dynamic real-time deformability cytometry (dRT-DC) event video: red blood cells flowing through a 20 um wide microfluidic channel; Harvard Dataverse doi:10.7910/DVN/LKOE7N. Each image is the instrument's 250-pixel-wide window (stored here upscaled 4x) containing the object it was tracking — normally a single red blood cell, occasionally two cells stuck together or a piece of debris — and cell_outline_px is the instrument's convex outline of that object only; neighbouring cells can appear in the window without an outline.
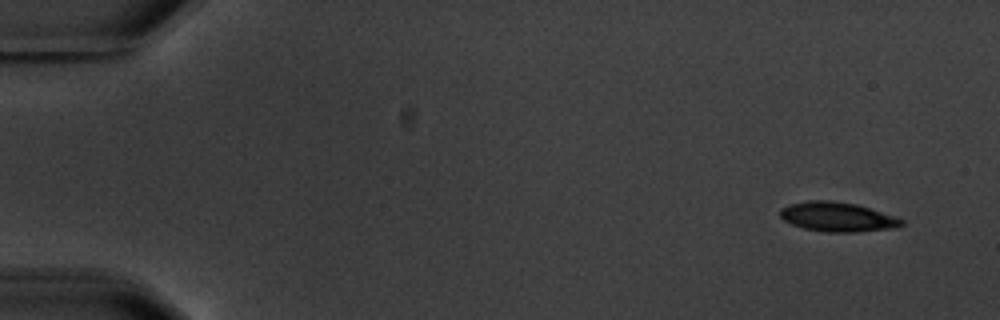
{"species": "common noctule bat (a hibernating species)", "species_latin": "Nyctalus noctula", "temperature_condition": "warm", "stored_images_in_passage": 4, "camera_frame_rate_fps": 3000, "um_per_image_px": 0.085, "animal": {"sex": "male", "body_mass_g": 20.1, "forearm_length_mm": 53.5}, "frame": {"image": 1, "passage_image": 1, "time_ms": 0.0, "image_size_px": [1000, 320], "cell_outline_px": [[904, 224], [896, 228], [856, 232], [824, 232], [804, 228], [792, 224], [784, 220], [780, 216], [780, 208], [788, 204], [808, 200], [832, 200], [856, 204], [896, 216], [904, 220]], "centroid_in_image_um": [71.19, 18.43], "position_along_channel_um": 13.8, "area_um2": 21.04}}
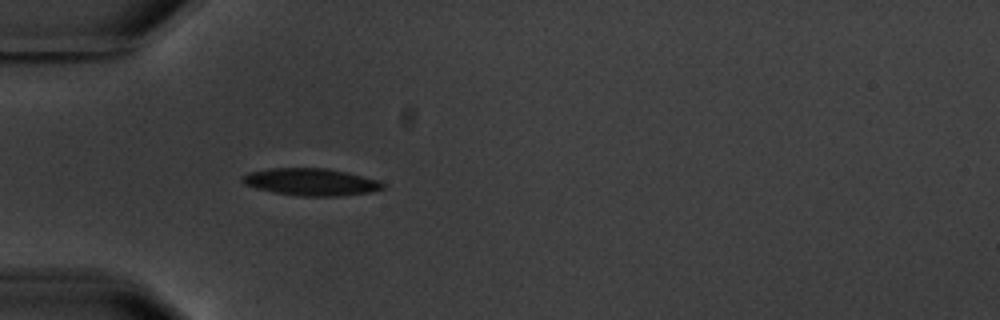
{"frame": {"image": 2, "passage_image": 4, "time_ms": 4.667, "image_size_px": [1000, 320], "cell_outline_px": [[384, 188], [372, 192], [336, 196], [300, 196], [272, 192], [256, 188], [244, 184], [240, 180], [240, 176], [252, 172], [268, 168], [324, 168], [348, 172], [380, 180], [384, 184]], "centroid_in_image_um": [26.43, 15.46], "position_along_channel_um": 58.6, "area_um2": 22.37}}